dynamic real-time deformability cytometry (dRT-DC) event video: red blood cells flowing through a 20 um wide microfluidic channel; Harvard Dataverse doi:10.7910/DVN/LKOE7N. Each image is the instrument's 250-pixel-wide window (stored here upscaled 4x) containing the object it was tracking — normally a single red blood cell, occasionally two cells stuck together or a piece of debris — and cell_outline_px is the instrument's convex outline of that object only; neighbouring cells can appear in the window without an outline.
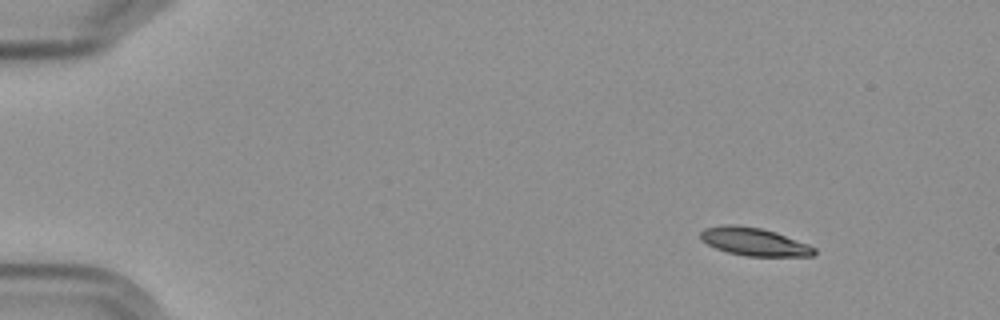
{"species": "Egyptian fruit bat (a non-hibernating species)", "species_latin": "Rousettus aegyptiacus", "temperature_condition": "cold", "stored_images_in_passage": 4, "camera_frame_rate_fps": 3000, "um_per_image_px": 0.085, "frame": {"image": 1, "passage_image": 1, "time_ms": 0.0, "image_size_px": [1000, 320], "cell_outline_px": [[816, 252], [812, 256], [748, 256], [728, 252], [716, 248], [700, 240], [700, 232], [704, 228], [724, 224], [736, 224], [760, 228], [776, 232], [808, 244], [816, 248]], "centroid_in_image_um": [64.09, 20.53], "position_along_channel_um": 20.9, "area_um2": 18.55}}
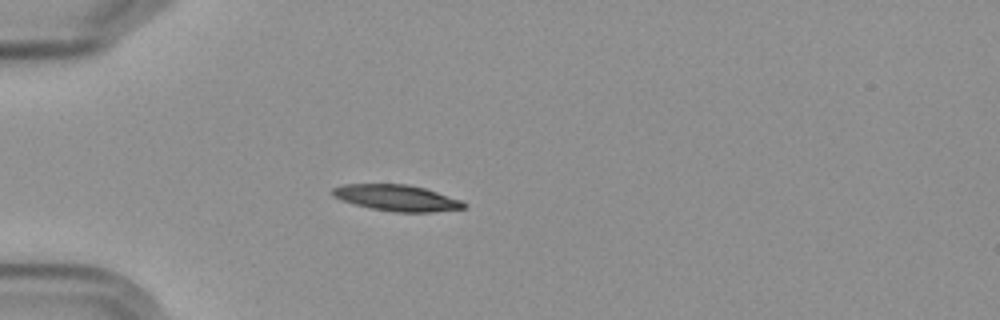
{"frame": {"image": 2, "passage_image": 4, "time_ms": 3.333, "image_size_px": [1000, 320], "cell_outline_px": [[468, 204], [464, 208], [432, 212], [396, 212], [372, 208], [340, 200], [332, 196], [328, 192], [332, 188], [344, 184], [408, 184], [424, 188], [460, 200]], "centroid_in_image_um": [33.67, 16.81], "position_along_channel_um": 51.3, "area_um2": 19.94}}